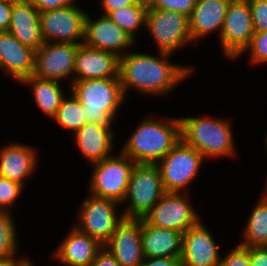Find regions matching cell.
<instances>
[{
	"label": "cell",
	"mask_w": 267,
	"mask_h": 266,
	"mask_svg": "<svg viewBox=\"0 0 267 266\" xmlns=\"http://www.w3.org/2000/svg\"><path fill=\"white\" fill-rule=\"evenodd\" d=\"M174 55L157 51L151 54L141 51H128L119 59V80L125 97L129 92L165 98L175 93V88L196 73L195 65L173 62ZM183 82V83H182ZM165 97V98H164Z\"/></svg>",
	"instance_id": "1"
},
{
	"label": "cell",
	"mask_w": 267,
	"mask_h": 266,
	"mask_svg": "<svg viewBox=\"0 0 267 266\" xmlns=\"http://www.w3.org/2000/svg\"><path fill=\"white\" fill-rule=\"evenodd\" d=\"M154 115L140 119L119 148L136 164H157L181 139L179 117Z\"/></svg>",
	"instance_id": "2"
},
{
	"label": "cell",
	"mask_w": 267,
	"mask_h": 266,
	"mask_svg": "<svg viewBox=\"0 0 267 266\" xmlns=\"http://www.w3.org/2000/svg\"><path fill=\"white\" fill-rule=\"evenodd\" d=\"M181 140L198 150L205 160L236 158L238 155L232 121L211 114L180 116Z\"/></svg>",
	"instance_id": "3"
},
{
	"label": "cell",
	"mask_w": 267,
	"mask_h": 266,
	"mask_svg": "<svg viewBox=\"0 0 267 266\" xmlns=\"http://www.w3.org/2000/svg\"><path fill=\"white\" fill-rule=\"evenodd\" d=\"M70 91L83 105L86 122L100 125L117 124L120 109L128 99L119 78L73 81Z\"/></svg>",
	"instance_id": "4"
},
{
	"label": "cell",
	"mask_w": 267,
	"mask_h": 266,
	"mask_svg": "<svg viewBox=\"0 0 267 266\" xmlns=\"http://www.w3.org/2000/svg\"><path fill=\"white\" fill-rule=\"evenodd\" d=\"M166 193L156 164H135L121 203L125 219H142Z\"/></svg>",
	"instance_id": "5"
},
{
	"label": "cell",
	"mask_w": 267,
	"mask_h": 266,
	"mask_svg": "<svg viewBox=\"0 0 267 266\" xmlns=\"http://www.w3.org/2000/svg\"><path fill=\"white\" fill-rule=\"evenodd\" d=\"M86 193V198L78 205L73 226L104 246L117 226L125 219L120 208L121 204L112 199Z\"/></svg>",
	"instance_id": "6"
},
{
	"label": "cell",
	"mask_w": 267,
	"mask_h": 266,
	"mask_svg": "<svg viewBox=\"0 0 267 266\" xmlns=\"http://www.w3.org/2000/svg\"><path fill=\"white\" fill-rule=\"evenodd\" d=\"M135 164L119 149L113 155L90 164L87 192L121 204L126 197L131 171Z\"/></svg>",
	"instance_id": "7"
},
{
	"label": "cell",
	"mask_w": 267,
	"mask_h": 266,
	"mask_svg": "<svg viewBox=\"0 0 267 266\" xmlns=\"http://www.w3.org/2000/svg\"><path fill=\"white\" fill-rule=\"evenodd\" d=\"M204 161L206 162L198 150L180 139L156 164L166 192L190 193V185H193L204 168Z\"/></svg>",
	"instance_id": "8"
},
{
	"label": "cell",
	"mask_w": 267,
	"mask_h": 266,
	"mask_svg": "<svg viewBox=\"0 0 267 266\" xmlns=\"http://www.w3.org/2000/svg\"><path fill=\"white\" fill-rule=\"evenodd\" d=\"M145 31L153 39L156 51L175 54L194 45L190 31L189 19L185 14L171 10L148 7Z\"/></svg>",
	"instance_id": "9"
},
{
	"label": "cell",
	"mask_w": 267,
	"mask_h": 266,
	"mask_svg": "<svg viewBox=\"0 0 267 266\" xmlns=\"http://www.w3.org/2000/svg\"><path fill=\"white\" fill-rule=\"evenodd\" d=\"M190 194L166 192L143 219L154 227L185 233L203 217L195 210Z\"/></svg>",
	"instance_id": "10"
},
{
	"label": "cell",
	"mask_w": 267,
	"mask_h": 266,
	"mask_svg": "<svg viewBox=\"0 0 267 266\" xmlns=\"http://www.w3.org/2000/svg\"><path fill=\"white\" fill-rule=\"evenodd\" d=\"M254 33L248 0H231L218 39L222 57L233 62L248 46Z\"/></svg>",
	"instance_id": "11"
},
{
	"label": "cell",
	"mask_w": 267,
	"mask_h": 266,
	"mask_svg": "<svg viewBox=\"0 0 267 266\" xmlns=\"http://www.w3.org/2000/svg\"><path fill=\"white\" fill-rule=\"evenodd\" d=\"M78 4L40 12L44 42H84L85 17L88 10Z\"/></svg>",
	"instance_id": "12"
},
{
	"label": "cell",
	"mask_w": 267,
	"mask_h": 266,
	"mask_svg": "<svg viewBox=\"0 0 267 266\" xmlns=\"http://www.w3.org/2000/svg\"><path fill=\"white\" fill-rule=\"evenodd\" d=\"M78 47L79 44L74 43L44 42L35 51L33 75L62 84L63 81H66V84L69 81L66 90L70 89L74 81L75 56Z\"/></svg>",
	"instance_id": "13"
},
{
	"label": "cell",
	"mask_w": 267,
	"mask_h": 266,
	"mask_svg": "<svg viewBox=\"0 0 267 266\" xmlns=\"http://www.w3.org/2000/svg\"><path fill=\"white\" fill-rule=\"evenodd\" d=\"M90 12V13H89ZM85 17L84 44L122 57L131 49H136L137 42L107 15ZM134 47V48H133Z\"/></svg>",
	"instance_id": "14"
},
{
	"label": "cell",
	"mask_w": 267,
	"mask_h": 266,
	"mask_svg": "<svg viewBox=\"0 0 267 266\" xmlns=\"http://www.w3.org/2000/svg\"><path fill=\"white\" fill-rule=\"evenodd\" d=\"M203 219L182 234V266H219L221 253L218 240ZM213 234V235H212ZM220 250V251H219Z\"/></svg>",
	"instance_id": "15"
},
{
	"label": "cell",
	"mask_w": 267,
	"mask_h": 266,
	"mask_svg": "<svg viewBox=\"0 0 267 266\" xmlns=\"http://www.w3.org/2000/svg\"><path fill=\"white\" fill-rule=\"evenodd\" d=\"M37 146L22 142H8L0 146V176L28 187L40 165ZM29 178V179H28ZM27 186V187H26Z\"/></svg>",
	"instance_id": "16"
},
{
	"label": "cell",
	"mask_w": 267,
	"mask_h": 266,
	"mask_svg": "<svg viewBox=\"0 0 267 266\" xmlns=\"http://www.w3.org/2000/svg\"><path fill=\"white\" fill-rule=\"evenodd\" d=\"M115 125H100L86 122L70 138L78 150L79 157L92 164L114 154L116 147ZM115 131V132H114ZM116 139V140H115Z\"/></svg>",
	"instance_id": "17"
},
{
	"label": "cell",
	"mask_w": 267,
	"mask_h": 266,
	"mask_svg": "<svg viewBox=\"0 0 267 266\" xmlns=\"http://www.w3.org/2000/svg\"><path fill=\"white\" fill-rule=\"evenodd\" d=\"M103 247L120 266H140L144 260L141 219H124Z\"/></svg>",
	"instance_id": "18"
},
{
	"label": "cell",
	"mask_w": 267,
	"mask_h": 266,
	"mask_svg": "<svg viewBox=\"0 0 267 266\" xmlns=\"http://www.w3.org/2000/svg\"><path fill=\"white\" fill-rule=\"evenodd\" d=\"M35 50L20 43L10 32H0V72L20 84L33 75Z\"/></svg>",
	"instance_id": "19"
},
{
	"label": "cell",
	"mask_w": 267,
	"mask_h": 266,
	"mask_svg": "<svg viewBox=\"0 0 267 266\" xmlns=\"http://www.w3.org/2000/svg\"><path fill=\"white\" fill-rule=\"evenodd\" d=\"M116 54L79 44L75 56L74 81L119 78Z\"/></svg>",
	"instance_id": "20"
},
{
	"label": "cell",
	"mask_w": 267,
	"mask_h": 266,
	"mask_svg": "<svg viewBox=\"0 0 267 266\" xmlns=\"http://www.w3.org/2000/svg\"><path fill=\"white\" fill-rule=\"evenodd\" d=\"M231 0H196L193 12L188 17L191 39L196 47L208 36L219 39L223 20Z\"/></svg>",
	"instance_id": "21"
},
{
	"label": "cell",
	"mask_w": 267,
	"mask_h": 266,
	"mask_svg": "<svg viewBox=\"0 0 267 266\" xmlns=\"http://www.w3.org/2000/svg\"><path fill=\"white\" fill-rule=\"evenodd\" d=\"M64 236L52 253L71 266H90L103 248L97 240L77 230L73 224Z\"/></svg>",
	"instance_id": "22"
},
{
	"label": "cell",
	"mask_w": 267,
	"mask_h": 266,
	"mask_svg": "<svg viewBox=\"0 0 267 266\" xmlns=\"http://www.w3.org/2000/svg\"><path fill=\"white\" fill-rule=\"evenodd\" d=\"M8 32L20 43L35 51L44 44L40 27V12L31 1L13 2Z\"/></svg>",
	"instance_id": "23"
},
{
	"label": "cell",
	"mask_w": 267,
	"mask_h": 266,
	"mask_svg": "<svg viewBox=\"0 0 267 266\" xmlns=\"http://www.w3.org/2000/svg\"><path fill=\"white\" fill-rule=\"evenodd\" d=\"M182 234L178 230L162 229L141 219V241L144 258H181Z\"/></svg>",
	"instance_id": "24"
},
{
	"label": "cell",
	"mask_w": 267,
	"mask_h": 266,
	"mask_svg": "<svg viewBox=\"0 0 267 266\" xmlns=\"http://www.w3.org/2000/svg\"><path fill=\"white\" fill-rule=\"evenodd\" d=\"M19 85L30 88L28 90L31 91L35 106L49 118L48 122L56 116L61 101L67 94L62 83L38 78L35 75H30Z\"/></svg>",
	"instance_id": "25"
},
{
	"label": "cell",
	"mask_w": 267,
	"mask_h": 266,
	"mask_svg": "<svg viewBox=\"0 0 267 266\" xmlns=\"http://www.w3.org/2000/svg\"><path fill=\"white\" fill-rule=\"evenodd\" d=\"M241 230L242 239L237 243L244 247L267 246V198L259 196Z\"/></svg>",
	"instance_id": "26"
},
{
	"label": "cell",
	"mask_w": 267,
	"mask_h": 266,
	"mask_svg": "<svg viewBox=\"0 0 267 266\" xmlns=\"http://www.w3.org/2000/svg\"><path fill=\"white\" fill-rule=\"evenodd\" d=\"M148 7L136 2L134 5L111 11L107 16L138 43L139 33L145 31Z\"/></svg>",
	"instance_id": "27"
},
{
	"label": "cell",
	"mask_w": 267,
	"mask_h": 266,
	"mask_svg": "<svg viewBox=\"0 0 267 266\" xmlns=\"http://www.w3.org/2000/svg\"><path fill=\"white\" fill-rule=\"evenodd\" d=\"M66 96L62 99L53 123L60 129H67L71 136L86 123V116L83 112V105L68 89Z\"/></svg>",
	"instance_id": "28"
},
{
	"label": "cell",
	"mask_w": 267,
	"mask_h": 266,
	"mask_svg": "<svg viewBox=\"0 0 267 266\" xmlns=\"http://www.w3.org/2000/svg\"><path fill=\"white\" fill-rule=\"evenodd\" d=\"M14 219L12 212L0 211V259L20 254L19 231Z\"/></svg>",
	"instance_id": "29"
},
{
	"label": "cell",
	"mask_w": 267,
	"mask_h": 266,
	"mask_svg": "<svg viewBox=\"0 0 267 266\" xmlns=\"http://www.w3.org/2000/svg\"><path fill=\"white\" fill-rule=\"evenodd\" d=\"M245 54L248 56L246 59L250 66L267 65V31L255 32L248 46L233 62H239L245 58Z\"/></svg>",
	"instance_id": "30"
},
{
	"label": "cell",
	"mask_w": 267,
	"mask_h": 266,
	"mask_svg": "<svg viewBox=\"0 0 267 266\" xmlns=\"http://www.w3.org/2000/svg\"><path fill=\"white\" fill-rule=\"evenodd\" d=\"M25 189L22 184L0 176V211L13 213V209L15 210L19 204L16 202L23 195Z\"/></svg>",
	"instance_id": "31"
},
{
	"label": "cell",
	"mask_w": 267,
	"mask_h": 266,
	"mask_svg": "<svg viewBox=\"0 0 267 266\" xmlns=\"http://www.w3.org/2000/svg\"><path fill=\"white\" fill-rule=\"evenodd\" d=\"M221 255L219 266H251L249 257V247L239 244L228 249L226 255Z\"/></svg>",
	"instance_id": "32"
},
{
	"label": "cell",
	"mask_w": 267,
	"mask_h": 266,
	"mask_svg": "<svg viewBox=\"0 0 267 266\" xmlns=\"http://www.w3.org/2000/svg\"><path fill=\"white\" fill-rule=\"evenodd\" d=\"M195 3L196 0H155L151 4V7L160 10L175 11L189 17L193 12Z\"/></svg>",
	"instance_id": "33"
},
{
	"label": "cell",
	"mask_w": 267,
	"mask_h": 266,
	"mask_svg": "<svg viewBox=\"0 0 267 266\" xmlns=\"http://www.w3.org/2000/svg\"><path fill=\"white\" fill-rule=\"evenodd\" d=\"M255 32L267 31V0H248Z\"/></svg>",
	"instance_id": "34"
},
{
	"label": "cell",
	"mask_w": 267,
	"mask_h": 266,
	"mask_svg": "<svg viewBox=\"0 0 267 266\" xmlns=\"http://www.w3.org/2000/svg\"><path fill=\"white\" fill-rule=\"evenodd\" d=\"M39 12L58 9L79 3L78 0H31Z\"/></svg>",
	"instance_id": "35"
},
{
	"label": "cell",
	"mask_w": 267,
	"mask_h": 266,
	"mask_svg": "<svg viewBox=\"0 0 267 266\" xmlns=\"http://www.w3.org/2000/svg\"><path fill=\"white\" fill-rule=\"evenodd\" d=\"M101 14L108 15L111 11L122 7L131 6L136 3L135 0H98Z\"/></svg>",
	"instance_id": "36"
},
{
	"label": "cell",
	"mask_w": 267,
	"mask_h": 266,
	"mask_svg": "<svg viewBox=\"0 0 267 266\" xmlns=\"http://www.w3.org/2000/svg\"><path fill=\"white\" fill-rule=\"evenodd\" d=\"M13 0H0V32L8 31Z\"/></svg>",
	"instance_id": "37"
},
{
	"label": "cell",
	"mask_w": 267,
	"mask_h": 266,
	"mask_svg": "<svg viewBox=\"0 0 267 266\" xmlns=\"http://www.w3.org/2000/svg\"><path fill=\"white\" fill-rule=\"evenodd\" d=\"M251 266H267V246L249 247Z\"/></svg>",
	"instance_id": "38"
},
{
	"label": "cell",
	"mask_w": 267,
	"mask_h": 266,
	"mask_svg": "<svg viewBox=\"0 0 267 266\" xmlns=\"http://www.w3.org/2000/svg\"><path fill=\"white\" fill-rule=\"evenodd\" d=\"M90 266H120L116 258L104 247L97 253Z\"/></svg>",
	"instance_id": "39"
},
{
	"label": "cell",
	"mask_w": 267,
	"mask_h": 266,
	"mask_svg": "<svg viewBox=\"0 0 267 266\" xmlns=\"http://www.w3.org/2000/svg\"><path fill=\"white\" fill-rule=\"evenodd\" d=\"M140 266H182L180 258H144Z\"/></svg>",
	"instance_id": "40"
},
{
	"label": "cell",
	"mask_w": 267,
	"mask_h": 266,
	"mask_svg": "<svg viewBox=\"0 0 267 266\" xmlns=\"http://www.w3.org/2000/svg\"><path fill=\"white\" fill-rule=\"evenodd\" d=\"M20 255L0 259V266H31V256L29 254H26L27 256L25 254Z\"/></svg>",
	"instance_id": "41"
},
{
	"label": "cell",
	"mask_w": 267,
	"mask_h": 266,
	"mask_svg": "<svg viewBox=\"0 0 267 266\" xmlns=\"http://www.w3.org/2000/svg\"><path fill=\"white\" fill-rule=\"evenodd\" d=\"M52 256V261L54 259V262H58L57 266H71L69 265L68 263H65L63 261H61L59 258H57L53 253L50 254ZM34 258H31V266H36L34 261H33Z\"/></svg>",
	"instance_id": "42"
},
{
	"label": "cell",
	"mask_w": 267,
	"mask_h": 266,
	"mask_svg": "<svg viewBox=\"0 0 267 266\" xmlns=\"http://www.w3.org/2000/svg\"><path fill=\"white\" fill-rule=\"evenodd\" d=\"M267 176V175H266ZM262 193L261 196L266 197L267 198V177L265 179V184L263 185V189H262Z\"/></svg>",
	"instance_id": "43"
},
{
	"label": "cell",
	"mask_w": 267,
	"mask_h": 266,
	"mask_svg": "<svg viewBox=\"0 0 267 266\" xmlns=\"http://www.w3.org/2000/svg\"><path fill=\"white\" fill-rule=\"evenodd\" d=\"M138 3H142L145 4L147 6H151V4L155 1V0H135Z\"/></svg>",
	"instance_id": "44"
},
{
	"label": "cell",
	"mask_w": 267,
	"mask_h": 266,
	"mask_svg": "<svg viewBox=\"0 0 267 266\" xmlns=\"http://www.w3.org/2000/svg\"><path fill=\"white\" fill-rule=\"evenodd\" d=\"M263 143H264V151H265V153H266V155H267V131H266V133H265V136H264V138H263Z\"/></svg>",
	"instance_id": "45"
},
{
	"label": "cell",
	"mask_w": 267,
	"mask_h": 266,
	"mask_svg": "<svg viewBox=\"0 0 267 266\" xmlns=\"http://www.w3.org/2000/svg\"><path fill=\"white\" fill-rule=\"evenodd\" d=\"M13 1H31V0H13Z\"/></svg>",
	"instance_id": "46"
}]
</instances>
